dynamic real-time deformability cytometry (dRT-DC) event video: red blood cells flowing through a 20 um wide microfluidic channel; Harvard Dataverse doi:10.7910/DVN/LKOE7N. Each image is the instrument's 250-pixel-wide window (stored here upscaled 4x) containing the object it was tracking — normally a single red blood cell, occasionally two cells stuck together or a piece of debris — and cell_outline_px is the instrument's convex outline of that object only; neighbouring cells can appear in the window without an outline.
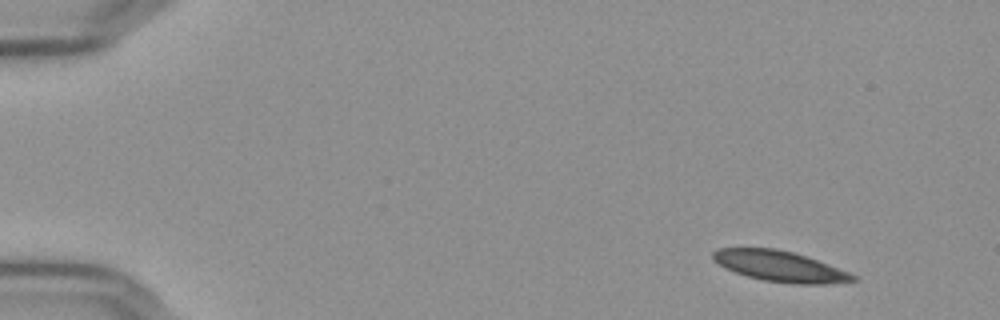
{"species": "Egyptian fruit bat (a non-hibernating species)", "species_latin": "Rousettus aegyptiacus", "temperature_condition": "cold", "stored_images_in_passage": 52, "camera_frame_rate_fps": 3000, "um_per_image_px": 0.085, "frame": {"image": 1, "passage_image": 1, "time_ms": 0.0, "image_size_px": [1000, 320], "cell_outline_px": [[856, 280], [824, 284], [796, 284], [764, 280], [748, 276], [736, 272], [712, 260], [712, 252], [716, 248], [776, 248], [792, 252], [816, 260], [848, 272], [856, 276]], "centroid_in_image_um": [66.25, 22.62], "position_along_channel_um": 18.7, "area_um2": 24.51}}
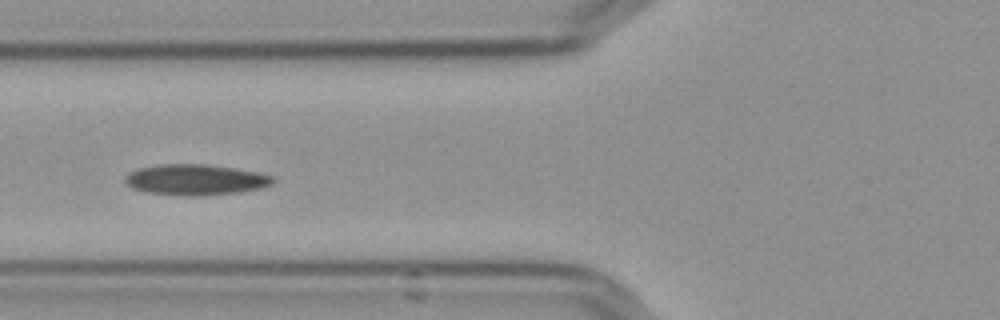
{"frame": {"image": 2, "passage_image": 18, "time_ms": 5.667, "image_size_px": [1000, 320], "cell_outline_px": [[276, 180], [272, 184], [260, 188], [236, 192], [204, 196], [176, 196], [144, 192], [132, 188], [124, 180], [124, 176], [128, 172], [136, 168], [156, 164], [204, 164], [232, 168], [256, 172], [276, 176]], "centroid_in_image_um": [16.56, 15.28], "position_along_channel_um": 109.2, "area_um2": 26.88}}
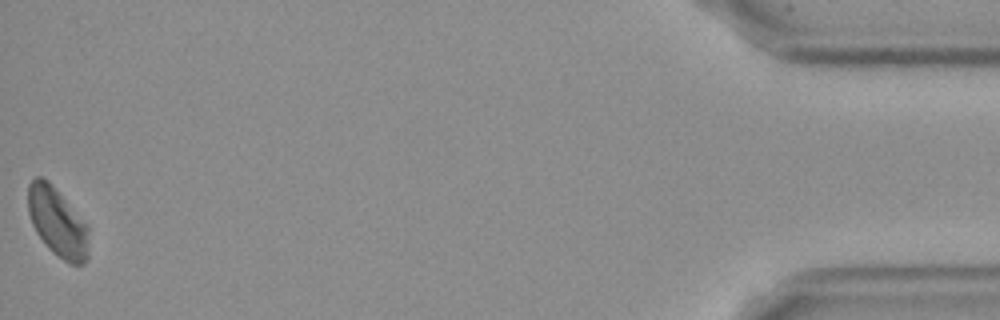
{"frame": {"image": 3, "passage_image": 52, "time_ms": 17.0, "image_size_px": [1000, 320], "cell_outline_px": [[88, 256], [84, 264], [72, 264], [64, 260], [52, 252], [48, 248], [36, 232], [32, 224], [28, 212], [28, 184], [36, 176], [40, 176], [48, 180], [88, 224]], "centroid_in_image_um": [4.88, 18.88], "position_along_channel_um": 430.3, "area_um2": 24.51}, "authors_computed_cell_mechanics": {"area_um2": 25.5187, "velocity_mm_per_s": 3.6035, "shape_relaxation_time_tau1_ms": 9.4737, "shape_relaxation_time_tau2_ms": null, "deformation_change_tau1": 0.1206, "deformation_change_tau2": null}}